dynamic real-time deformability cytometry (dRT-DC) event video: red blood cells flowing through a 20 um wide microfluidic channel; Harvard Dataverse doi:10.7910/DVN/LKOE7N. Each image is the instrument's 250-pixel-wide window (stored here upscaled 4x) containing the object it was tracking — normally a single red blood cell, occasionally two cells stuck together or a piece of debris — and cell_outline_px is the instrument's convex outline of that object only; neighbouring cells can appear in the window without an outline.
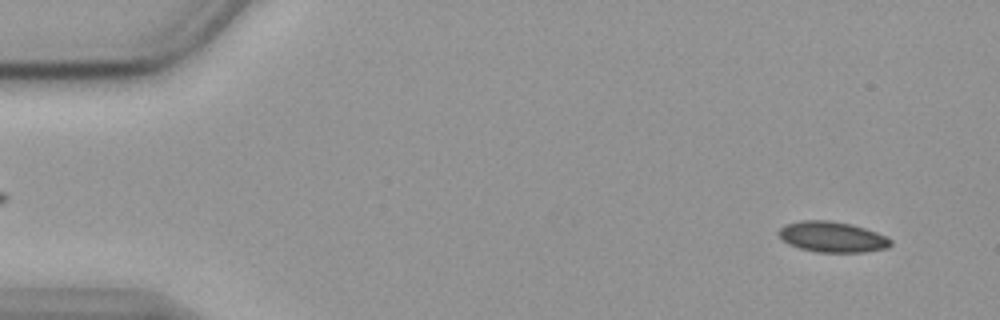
{"species": "common noctule bat (a hibernating species)", "species_latin": "Nyctalus noctula", "temperature_condition": "cold", "stored_images_in_passage": 55, "camera_frame_rate_fps": 3000, "um_per_image_px": 0.085, "animal": {"sex": "female", "body_mass_g": 19.9}, "frame": {"image": 1, "passage_image": 3, "time_ms": 0.667, "image_size_px": [1000, 320], "cell_outline_px": [[892, 244], [888, 248], [864, 252], [816, 252], [800, 248], [788, 244], [776, 232], [784, 224], [800, 220], [828, 220], [852, 224], [876, 232], [892, 240]], "centroid_in_image_um": [70.72, 20.13], "position_along_channel_um": 14.3, "area_um2": 20.06}}
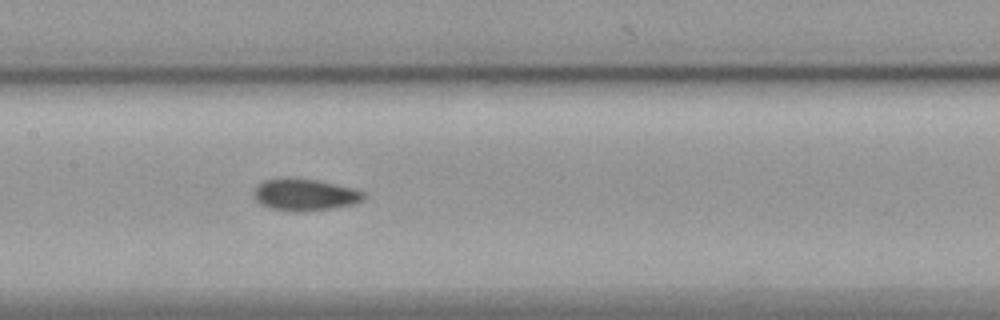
{"frame": {"image": 2, "passage_image": 26, "time_ms": 8.333, "image_size_px": [1000, 320], "cell_outline_px": [[364, 200], [352, 204], [332, 208], [296, 212], [288, 212], [272, 208], [260, 204], [252, 196], [256, 188], [264, 180], [320, 180], [352, 188], [364, 192]], "centroid_in_image_um": [25.93, 16.59], "position_along_channel_um": 181.5, "area_um2": 19.83}}
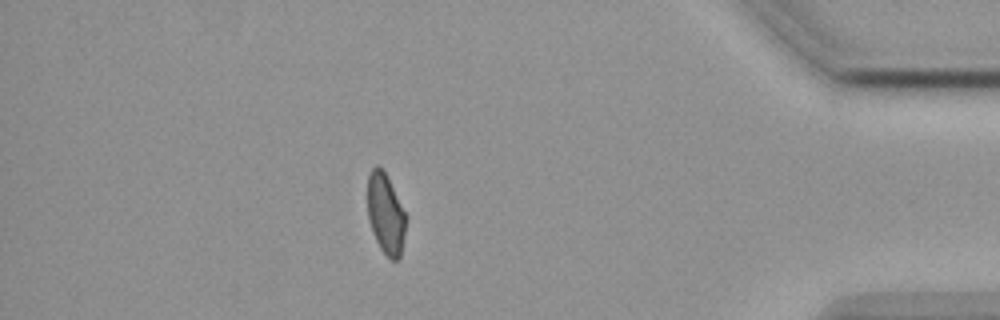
{"frame": {"image": 3, "passage_image": 48, "time_ms": 15.667, "image_size_px": [1000, 320], "cell_outline_px": [[408, 216], [400, 256], [396, 260], [392, 260], [380, 248], [372, 232], [368, 220], [368, 176], [372, 168], [376, 164], [384, 172]], "centroid_in_image_um": [32.79, 18.19], "position_along_channel_um": 402.4, "area_um2": 17.92}, "authors_computed_cell_mechanics": {"area_um2": 19.8254, "velocity_mm_per_s": 3.5899, "shape_relaxation_time_tau1_ms": null, "shape_relaxation_time_tau2_ms": 3.7731, "deformation_change_tau1": null, "deformation_change_tau2": 0.0782}}